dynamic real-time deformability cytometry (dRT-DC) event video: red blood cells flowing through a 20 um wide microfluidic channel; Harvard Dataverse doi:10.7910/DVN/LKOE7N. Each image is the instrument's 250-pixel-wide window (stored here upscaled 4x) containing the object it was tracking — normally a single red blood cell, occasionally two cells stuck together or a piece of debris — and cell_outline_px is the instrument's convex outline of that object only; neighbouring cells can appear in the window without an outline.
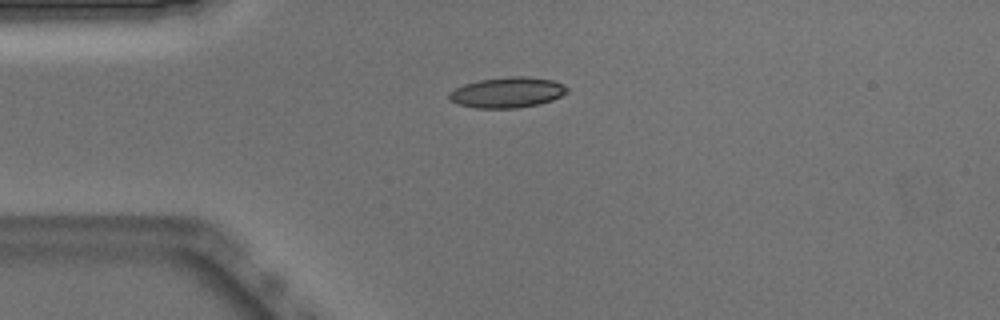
{"species": "Egyptian fruit bat (a non-hibernating species)", "species_latin": "Rousettus aegyptiacus", "temperature_condition": "warm", "stored_images_in_passage": 40, "camera_frame_rate_fps": 3000, "um_per_image_px": 0.085, "animal": {"sex": "male"}, "frame": {"image": 1, "passage_image": 1, "time_ms": 0.0, "image_size_px": [1000, 320], "cell_outline_px": [[568, 92], [552, 100], [540, 104], [516, 108], [476, 108], [456, 104], [448, 100], [448, 92], [464, 84], [480, 80], [508, 76], [524, 76], [552, 80], [564, 84], [568, 88]], "centroid_in_image_um": [43.1, 7.86], "position_along_channel_um": 41.9, "area_um2": 21.15}}
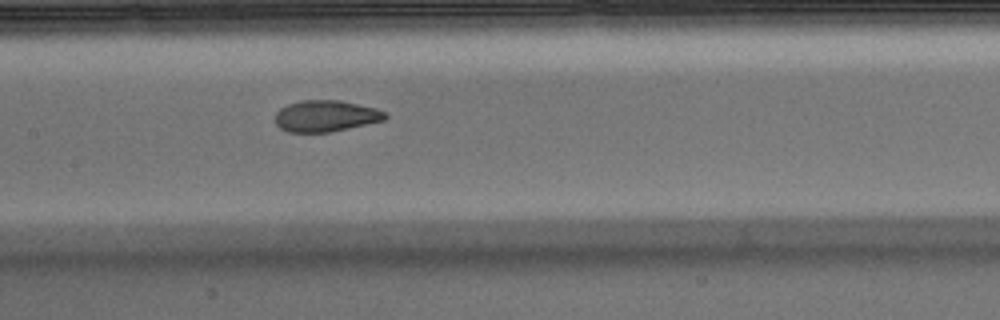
{"frame": {"image": 2, "passage_image": 13, "time_ms": 4.0, "image_size_px": [1000, 320], "cell_outline_px": [[388, 116], [384, 120], [348, 128], [328, 132], [288, 132], [280, 128], [276, 124], [276, 112], [280, 108], [288, 104], [300, 100], [340, 100], [376, 108], [388, 112]], "centroid_in_image_um": [27.7, 9.85], "position_along_channel_um": 179.7, "area_um2": 20.11}}
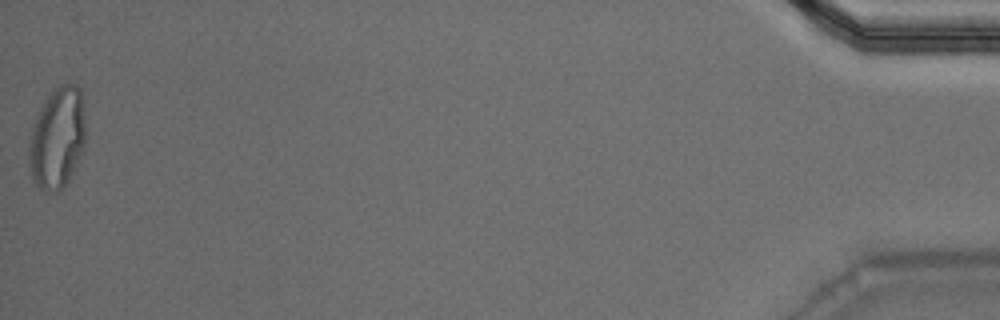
{"frame": {"image": 3, "passage_image": 40, "time_ms": 13.0, "image_size_px": [1000, 320], "cell_outline_px": [[84, 144], [68, 184], [64, 188], [56, 192], [44, 192], [32, 180], [28, 164], [28, 136], [40, 108], [52, 88], [60, 84], [76, 84], [80, 88], [84, 120]], "centroid_in_image_um": [4.82, 11.76], "position_along_channel_um": 430.4, "area_um2": 33.81}, "authors_computed_cell_mechanics": {"area_um2": 21.5016, "velocity_mm_per_s": 3.8997, "shape_relaxation_time_tau1_ms": 9.9922, "shape_relaxation_time_tau2_ms": 0.9342, "deformation_change_tau1": 0.2733, "deformation_change_tau2": 0.0638}}